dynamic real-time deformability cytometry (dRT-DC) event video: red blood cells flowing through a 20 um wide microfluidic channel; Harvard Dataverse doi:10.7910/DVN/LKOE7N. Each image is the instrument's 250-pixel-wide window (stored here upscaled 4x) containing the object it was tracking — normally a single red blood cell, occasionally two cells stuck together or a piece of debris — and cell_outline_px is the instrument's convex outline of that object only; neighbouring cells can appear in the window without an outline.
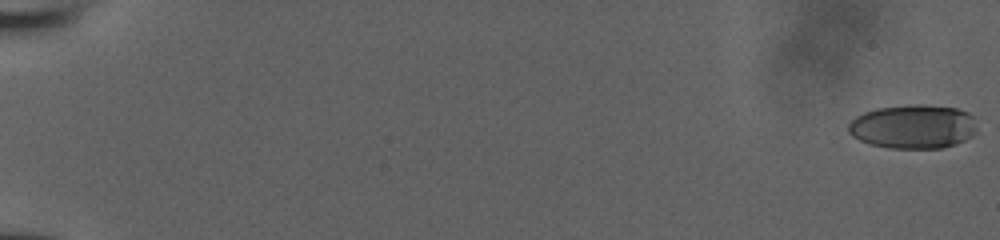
{"species": "human", "species_latin": "Homo sapiens", "temperature_condition": "room temperature", "stored_images_in_passage": 54, "camera_frame_rate_fps": 3000, "um_per_image_px": 0.085, "donor": {"sex": "male"}, "frame": {"image": 1, "passage_image": 1, "time_ms": 0.0, "image_size_px": [1000, 240], "cell_outline_px": [[976, 132], [972, 136], [956, 144], [944, 148], [888, 148], [872, 144], [860, 140], [852, 136], [848, 132], [848, 124], [856, 116], [864, 112], [876, 108], [916, 104], [924, 104], [956, 108], [968, 112], [972, 116], [976, 128]], "centroid_in_image_um": [77.62, 10.76], "position_along_channel_um": 7.4, "area_um2": 33.06}}
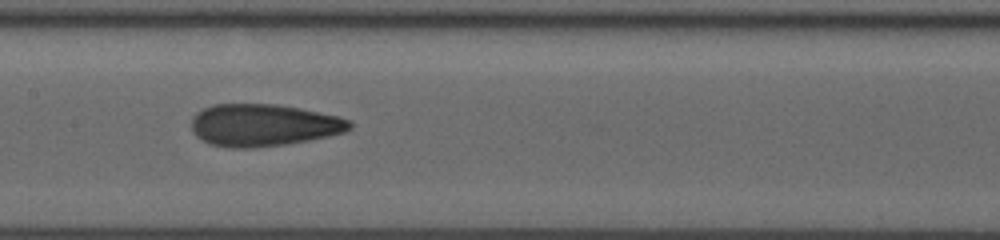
{"frame": {"image": 2, "passage_image": 30, "time_ms": 9.667, "image_size_px": [1000, 240], "cell_outline_px": [[352, 128], [344, 132], [328, 136], [288, 144], [252, 148], [228, 148], [212, 144], [200, 140], [192, 132], [192, 116], [196, 112], [212, 104], [276, 104], [300, 108], [336, 116], [352, 120]], "centroid_in_image_um": [22.37, 10.64], "position_along_channel_um": 185.0, "area_um2": 39.13}}
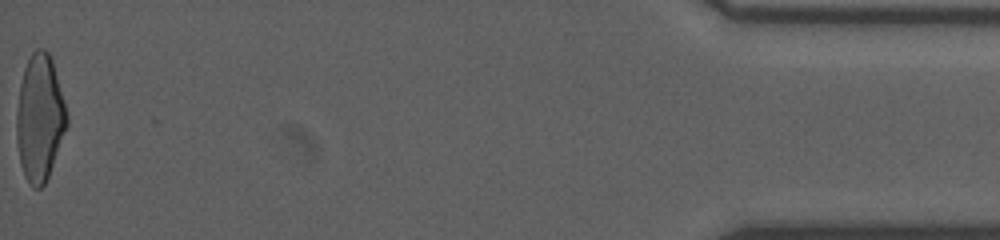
{"frame": {"image": 3, "passage_image": 54, "time_ms": 17.667, "image_size_px": [1000, 240], "cell_outline_px": [[68, 124], [48, 176], [44, 184], [40, 188], [32, 188], [24, 176], [20, 164], [16, 140], [16, 112], [20, 84], [24, 68], [32, 52], [36, 48], [44, 48], [48, 52], [52, 60], [68, 116]], "centroid_in_image_um": [3.36, 10.03], "position_along_channel_um": 431.8, "area_um2": 36.99}}